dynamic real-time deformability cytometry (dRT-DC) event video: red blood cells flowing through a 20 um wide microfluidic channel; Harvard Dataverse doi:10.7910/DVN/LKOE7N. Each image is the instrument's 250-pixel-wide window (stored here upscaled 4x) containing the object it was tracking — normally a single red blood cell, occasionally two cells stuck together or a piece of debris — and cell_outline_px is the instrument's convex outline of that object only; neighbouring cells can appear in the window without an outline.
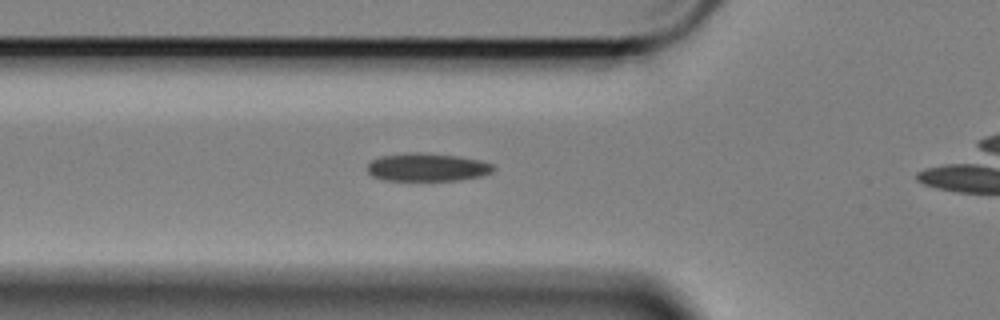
{"species": "Egyptian fruit bat (a non-hibernating species)", "species_latin": "Rousettus aegyptiacus", "temperature_condition": "cold", "stored_images_in_passage": 41, "camera_frame_rate_fps": 3000, "um_per_image_px": 0.085, "animal": {"sex": "female"}, "frame": {"image": 1, "passage_image": 13, "time_ms": 4.0, "image_size_px": [1000, 320], "cell_outline_px": [[496, 168], [492, 172], [480, 176], [460, 180], [384, 180], [372, 176], [368, 172], [368, 164], [372, 160], [380, 156], [412, 152], [420, 152], [460, 156], [480, 160], [492, 164]], "centroid_in_image_um": [36.33, 14.21], "position_along_channel_um": 89.5, "area_um2": 20.63}}
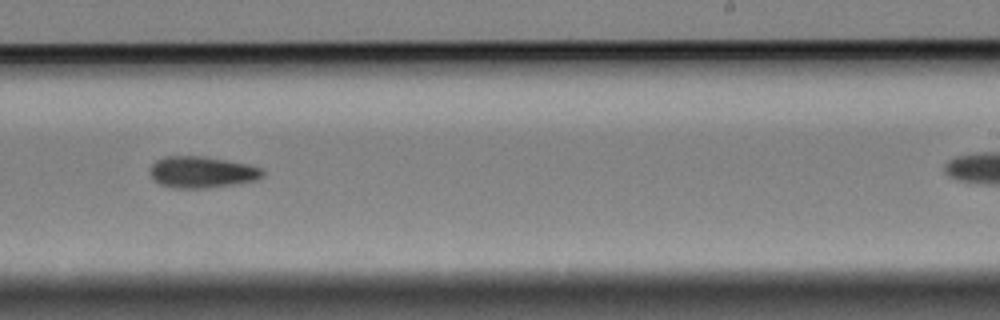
{"frame": {"image": 2, "passage_image": 29, "time_ms": 9.333, "image_size_px": [1000, 320], "cell_outline_px": [[264, 176], [256, 180], [236, 184], [208, 188], [172, 188], [160, 184], [152, 180], [152, 164], [156, 160], [168, 156], [200, 156], [224, 160], [244, 164], [260, 168], [264, 172]], "centroid_in_image_um": [17.15, 14.65], "position_along_channel_um": 271.9, "area_um2": 20.4}}
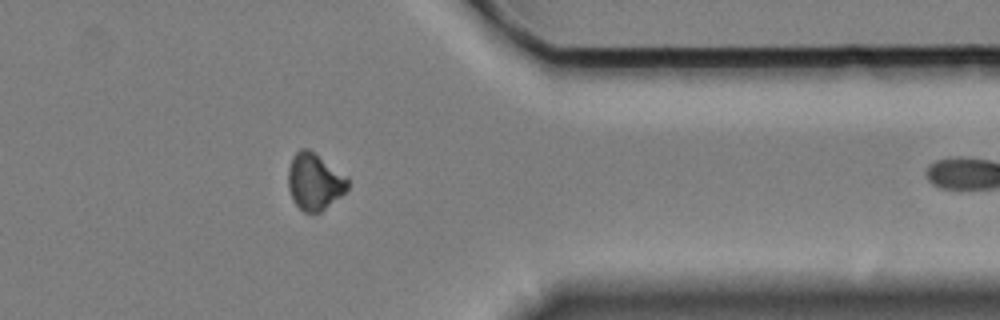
{"frame": {"image": 3, "passage_image": 40, "time_ms": 13.0, "image_size_px": [1000, 320], "cell_outline_px": [[348, 188], [340, 196], [320, 212], [304, 212], [292, 200], [288, 188], [288, 168], [292, 156], [300, 148], [308, 148], [348, 176]], "centroid_in_image_um": [26.72, 15.41], "position_along_channel_um": 384.7, "area_um2": 19.71}}